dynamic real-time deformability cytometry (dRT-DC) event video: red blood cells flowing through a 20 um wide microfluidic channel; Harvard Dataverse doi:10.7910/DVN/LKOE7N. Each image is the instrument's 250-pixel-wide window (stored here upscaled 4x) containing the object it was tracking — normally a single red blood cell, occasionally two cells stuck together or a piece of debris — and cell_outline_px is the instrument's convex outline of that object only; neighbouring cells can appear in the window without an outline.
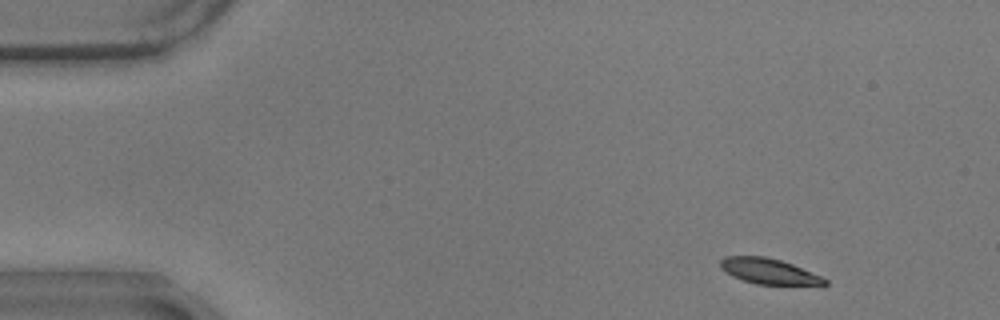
{"species": "common noctule bat (a hibernating species)", "species_latin": "Nyctalus noctula", "temperature_condition": "warm", "stored_images_in_passage": 54, "camera_frame_rate_fps": 3000, "um_per_image_px": 0.085, "animal": {"sex": "male", "body_mass_g": 17.9}, "frame": {"image": 1, "passage_image": 3, "time_ms": 0.667, "image_size_px": [1000, 320], "cell_outline_px": [[828, 284], [824, 288], [756, 284], [732, 276], [720, 268], [720, 260], [724, 256], [764, 256], [780, 260], [792, 264], [820, 276], [828, 280]], "centroid_in_image_um": [65.48, 23.12], "position_along_channel_um": 19.5, "area_um2": 16.24}}
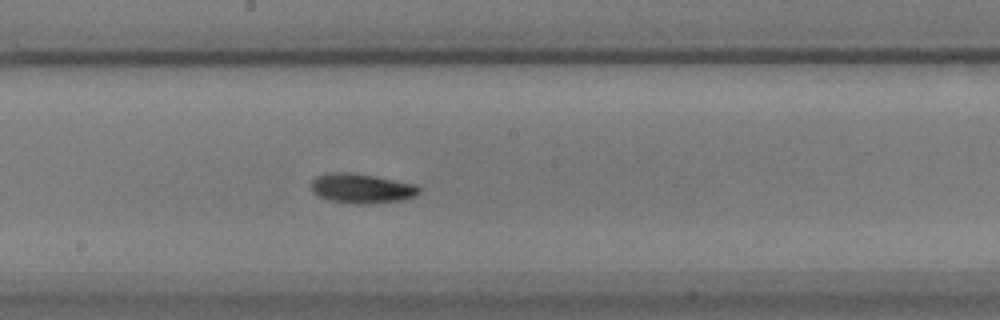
{"frame": {"image": 2, "passage_image": 28, "time_ms": 9.0, "image_size_px": [1000, 320], "cell_outline_px": [[420, 192], [416, 196], [404, 200], [372, 204], [356, 204], [328, 200], [312, 192], [312, 180], [316, 176], [332, 172], [348, 172], [416, 184], [420, 188]], "centroid_in_image_um": [30.75, 16.03], "position_along_channel_um": 217.4, "area_um2": 18.61}}
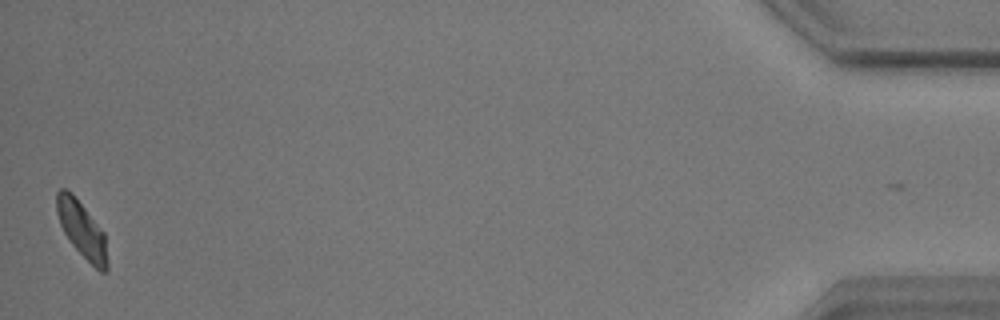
{"frame": {"image": 3, "passage_image": 54, "time_ms": 17.667, "image_size_px": [1000, 320], "cell_outline_px": [[108, 268], [104, 272], [100, 272], [72, 244], [64, 232], [60, 224], [56, 212], [56, 192], [60, 188], [68, 188], [72, 192], [104, 232], [108, 260]], "centroid_in_image_um": [6.95, 19.47], "position_along_channel_um": 428.3, "area_um2": 16.53}, "authors_computed_cell_mechanics": {"area_um2": 17.051, "velocity_mm_per_s": 3.4764, "shape_relaxation_time_tau1_ms": 1.4907, "shape_relaxation_time_tau2_ms": 3.8175, "deformation_change_tau1": 0.1389, "deformation_change_tau2": 0.0841}}